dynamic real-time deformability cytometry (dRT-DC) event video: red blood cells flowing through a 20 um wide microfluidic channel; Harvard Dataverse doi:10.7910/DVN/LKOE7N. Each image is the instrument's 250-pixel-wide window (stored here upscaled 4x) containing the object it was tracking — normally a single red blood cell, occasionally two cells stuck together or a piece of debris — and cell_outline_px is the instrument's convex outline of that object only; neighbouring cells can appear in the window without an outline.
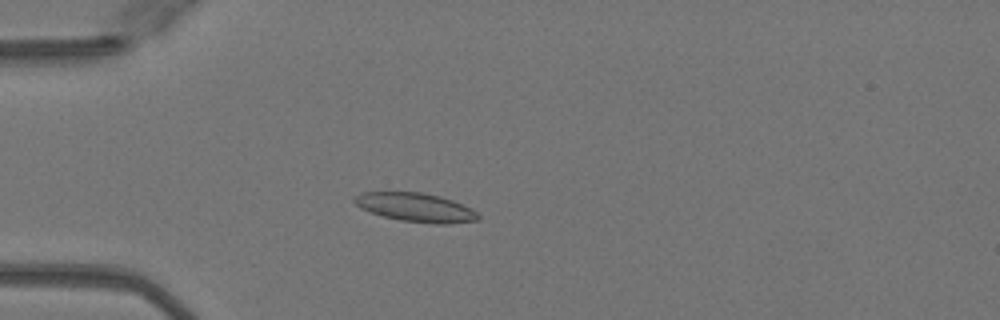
{"species": "Egyptian fruit bat (a non-hibernating species)", "species_latin": "Rousettus aegyptiacus", "temperature_condition": "warm", "stored_images_in_passage": 38, "camera_frame_rate_fps": 3000, "um_per_image_px": 0.085, "animal": {"sex": "female"}, "frame": {"image": 1, "passage_image": 2, "time_ms": 0.333, "image_size_px": [1000, 320], "cell_outline_px": [[480, 220], [452, 224], [436, 224], [400, 220], [384, 216], [360, 208], [352, 200], [352, 196], [360, 192], [420, 192], [440, 196], [452, 200], [476, 212], [480, 216]], "centroid_in_image_um": [35.31, 17.63], "position_along_channel_um": 49.7, "area_um2": 20.75}}
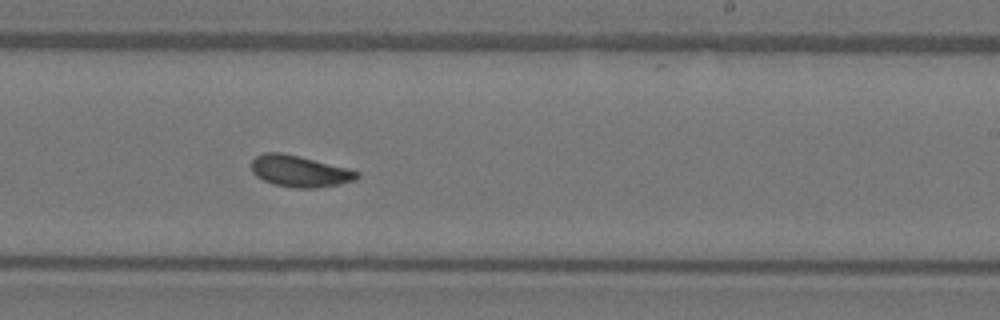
{"frame": {"image": 2, "passage_image": 19, "time_ms": 6.0, "image_size_px": [1000, 320], "cell_outline_px": [[360, 176], [356, 180], [340, 184], [316, 188], [296, 188], [272, 184], [256, 176], [252, 172], [252, 160], [256, 156], [264, 152], [280, 152], [300, 156], [348, 168], [360, 172]], "centroid_in_image_um": [25.49, 14.55], "position_along_channel_um": 263.5, "area_um2": 19.48}}
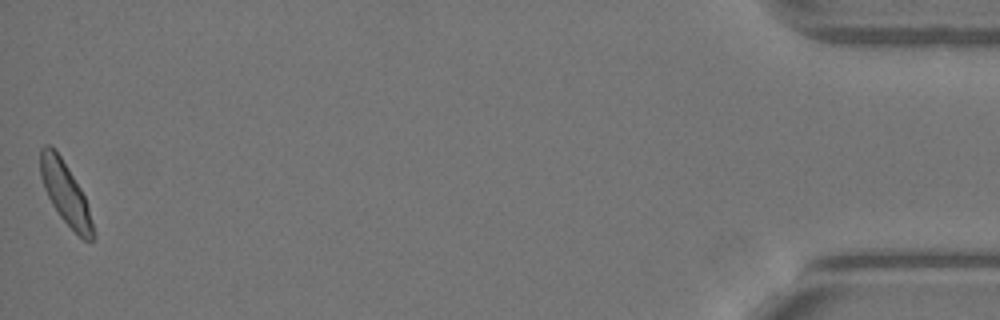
{"frame": {"image": 3, "passage_image": 38, "time_ms": 12.333, "image_size_px": [1000, 320], "cell_outline_px": [[96, 236], [92, 240], [84, 240], [60, 216], [52, 204], [44, 188], [40, 176], [40, 148], [44, 144], [52, 144], [68, 168], [80, 188], [84, 196], [88, 208]], "centroid_in_image_um": [5.53, 16.37], "position_along_channel_um": 429.7, "area_um2": 18.79}, "authors_computed_cell_mechanics": {"area_um2": 19.1029, "velocity_mm_per_s": 4.0521, "shape_relaxation_time_tau1_ms": 3.5251, "shape_relaxation_time_tau2_ms": 1.3112, "deformation_change_tau1": 0.1262, "deformation_change_tau2": 0.0715}}